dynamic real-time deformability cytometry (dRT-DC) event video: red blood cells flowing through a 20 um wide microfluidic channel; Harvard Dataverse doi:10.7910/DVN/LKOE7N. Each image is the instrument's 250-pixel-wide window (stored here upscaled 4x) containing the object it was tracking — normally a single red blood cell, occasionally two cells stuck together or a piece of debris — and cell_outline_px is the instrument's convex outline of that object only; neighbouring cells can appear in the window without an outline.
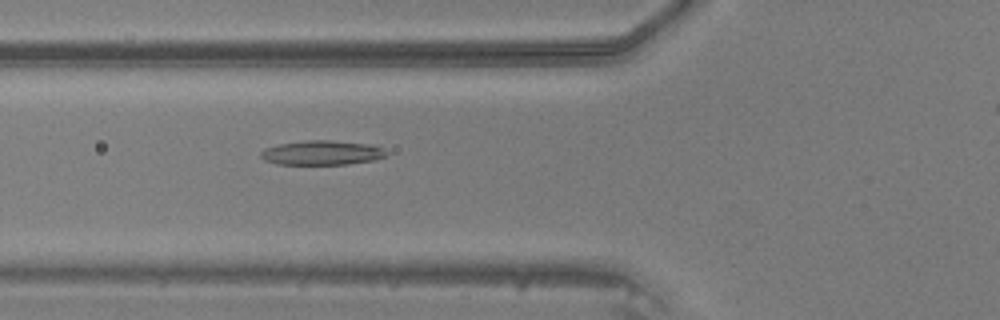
{"species": "common noctule bat (a hibernating species)", "species_latin": "Nyctalus noctula", "temperature_condition": "warm", "stored_images_in_passage": 40, "camera_frame_rate_fps": 3000, "um_per_image_px": 0.085, "animal": {"sex": "male", "body_mass_g": 20.5, "forearm_length_mm": 52.5}, "frame": {"image": 1, "passage_image": 14, "time_ms": 4.333, "image_size_px": [1000, 320], "cell_outline_px": [[388, 156], [376, 160], [348, 164], [276, 164], [264, 160], [260, 156], [260, 152], [264, 148], [276, 144], [308, 140], [328, 140], [372, 144], [384, 148], [388, 152]], "centroid_in_image_um": [27.39, 12.98], "position_along_channel_um": 98.4, "area_um2": 18.21}}
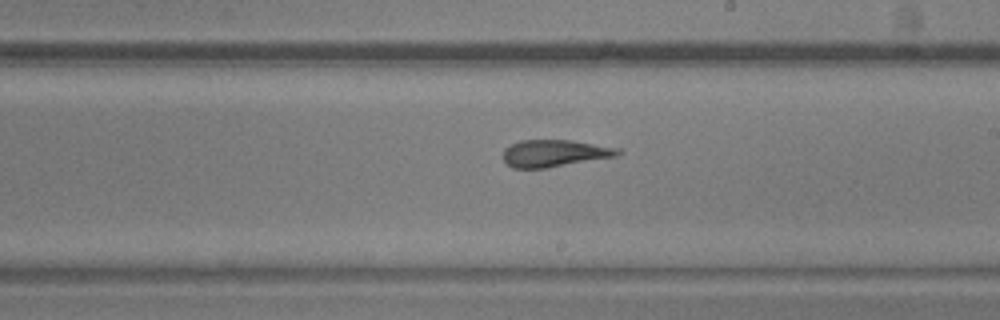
{"frame": {"image": 2, "passage_image": 24, "time_ms": 7.667, "image_size_px": [1000, 320], "cell_outline_px": [[624, 152], [616, 156], [544, 168], [512, 168], [504, 160], [504, 148], [520, 140], [568, 140], [624, 148]], "centroid_in_image_um": [47.18, 13.02], "position_along_channel_um": 241.8, "area_um2": 18.03}}
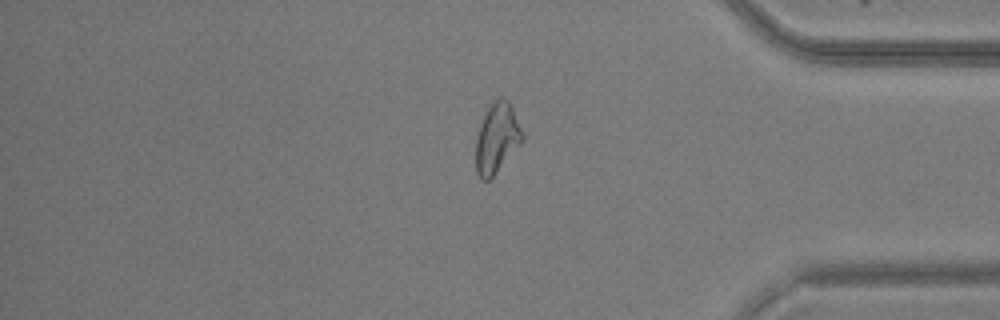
{"frame": {"image": 3, "passage_image": 36, "time_ms": 11.667, "image_size_px": [1000, 320], "cell_outline_px": [[524, 140], [492, 176], [488, 180], [480, 180], [476, 172], [476, 136], [480, 124], [492, 100], [500, 96], [504, 96], [508, 100], [512, 108], [524, 136]], "centroid_in_image_um": [42.22, 11.71], "position_along_channel_um": 393.0, "area_um2": 18.84}}